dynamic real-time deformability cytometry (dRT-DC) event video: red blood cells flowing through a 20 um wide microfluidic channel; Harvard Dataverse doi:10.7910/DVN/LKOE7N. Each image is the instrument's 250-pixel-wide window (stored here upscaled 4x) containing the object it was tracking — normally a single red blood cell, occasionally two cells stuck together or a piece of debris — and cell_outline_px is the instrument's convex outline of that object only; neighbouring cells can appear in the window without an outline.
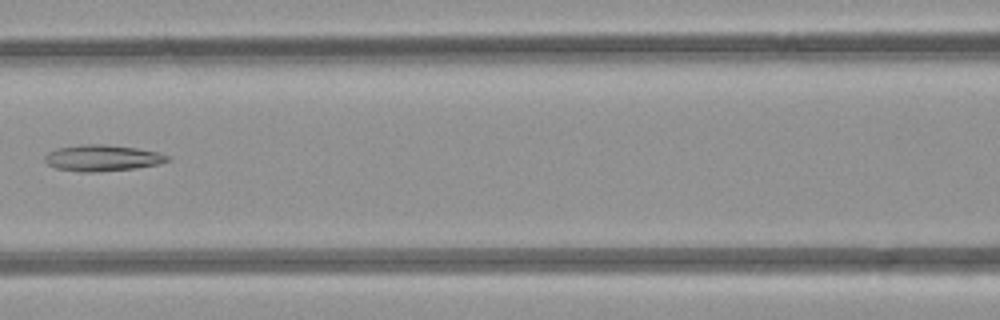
{"species": "common noctule bat (a hibernating species)", "species_latin": "Nyctalus noctula", "temperature_condition": "room temperature", "stored_images_in_passage": 5, "camera_frame_rate_fps": 3000, "um_per_image_px": 0.085, "animal": {"sex": "female", "body_mass_g": 21.9}, "frame": {"image": 1, "passage_image": 5, "time_ms": 5.333, "image_size_px": [1000, 320], "cell_outline_px": [[172, 160], [156, 164], [136, 168], [92, 172], [80, 172], [56, 168], [48, 164], [44, 160], [44, 156], [48, 152], [56, 148], [84, 144], [104, 144], [136, 148], [156, 152], [168, 156]], "centroid_in_image_um": [8.66, 13.42], "position_along_channel_um": 157.9, "area_um2": 18.61}}